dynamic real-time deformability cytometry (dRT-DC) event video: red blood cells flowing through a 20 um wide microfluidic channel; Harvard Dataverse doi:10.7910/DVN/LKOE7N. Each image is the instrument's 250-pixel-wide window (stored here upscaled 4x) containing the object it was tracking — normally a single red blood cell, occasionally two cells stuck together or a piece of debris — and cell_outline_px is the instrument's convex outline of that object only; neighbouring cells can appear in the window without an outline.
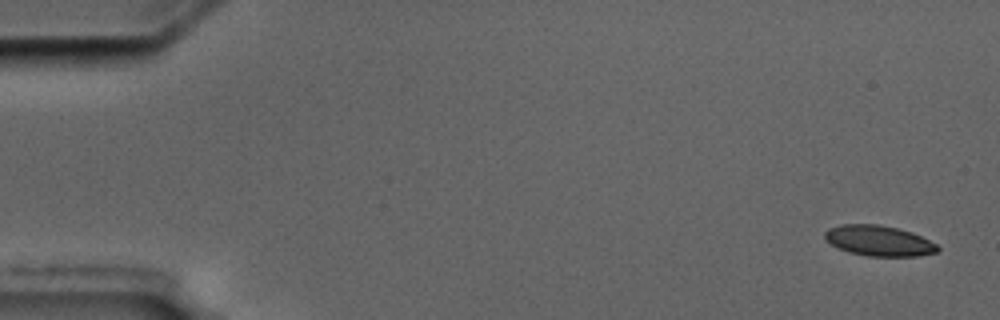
{"species": "common noctule bat (a hibernating species)", "species_latin": "Nyctalus noctula", "temperature_condition": "cold", "stored_images_in_passage": 6, "camera_frame_rate_fps": 3000, "um_per_image_px": 0.085, "animal": {"sex": "male", "body_mass_g": 17.5, "forearm_length_mm": 52.3}, "frame": {"image": 1, "passage_image": 1, "time_ms": 0.0, "image_size_px": [1000, 320], "cell_outline_px": [[940, 248], [936, 252], [920, 256], [868, 256], [848, 252], [824, 240], [824, 232], [828, 228], [844, 224], [880, 224], [912, 232], [936, 244]], "centroid_in_image_um": [74.68, 20.46], "position_along_channel_um": 10.3, "area_um2": 20.0}}
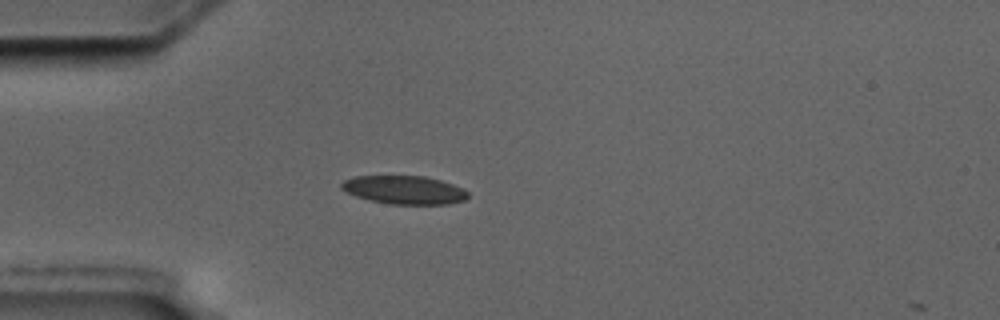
{"frame": {"image": 2, "passage_image": 5, "time_ms": 4.667, "image_size_px": [1000, 320], "cell_outline_px": [[468, 196], [464, 200], [448, 204], [392, 204], [368, 200], [356, 196], [340, 188], [340, 184], [344, 180], [356, 176], [424, 176], [440, 180], [464, 188], [468, 192]], "centroid_in_image_um": [34.37, 16.14], "position_along_channel_um": 50.6, "area_um2": 20.87}}